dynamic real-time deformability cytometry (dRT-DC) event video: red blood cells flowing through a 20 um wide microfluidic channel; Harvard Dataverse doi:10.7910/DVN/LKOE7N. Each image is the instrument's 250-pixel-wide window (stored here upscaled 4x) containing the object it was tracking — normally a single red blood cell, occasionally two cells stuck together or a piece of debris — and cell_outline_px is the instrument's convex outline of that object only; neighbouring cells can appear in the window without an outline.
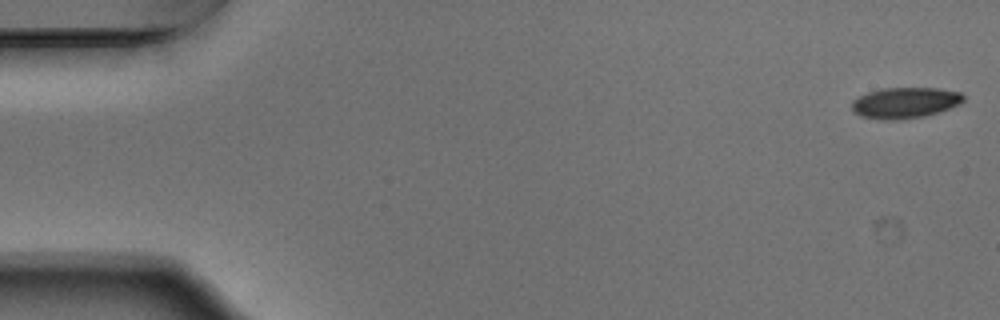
{"species": "Egyptian fruit bat (a non-hibernating species)", "species_latin": "Rousettus aegyptiacus", "temperature_condition": "warm", "stored_images_in_passage": 12, "camera_frame_rate_fps": 3000, "um_per_image_px": 0.085, "animal": {"sex": "male"}, "frame": {"image": 1, "passage_image": 1, "time_ms": 0.0, "image_size_px": [1000, 320], "cell_outline_px": [[964, 100], [960, 104], [924, 116], [900, 120], [880, 120], [860, 116], [852, 112], [852, 100], [868, 92], [880, 88], [936, 88], [960, 92], [964, 96]], "centroid_in_image_um": [76.88, 8.74], "position_along_channel_um": 8.1, "area_um2": 20.17}}